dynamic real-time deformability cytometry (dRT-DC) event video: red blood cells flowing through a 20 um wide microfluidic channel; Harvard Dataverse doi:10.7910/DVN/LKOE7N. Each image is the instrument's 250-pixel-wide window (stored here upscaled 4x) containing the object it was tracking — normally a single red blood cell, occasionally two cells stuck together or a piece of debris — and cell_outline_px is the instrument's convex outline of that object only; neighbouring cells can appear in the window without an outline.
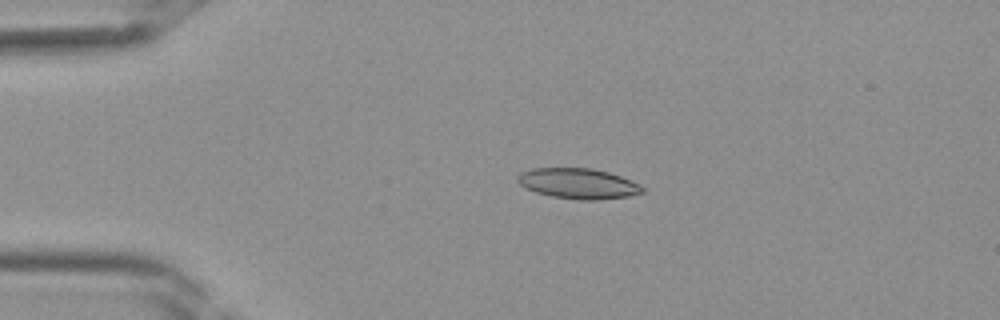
{"species": "Egyptian fruit bat (a non-hibernating species)", "species_latin": "Rousettus aegyptiacus", "temperature_condition": "room temperature", "stored_images_in_passage": 35, "camera_frame_rate_fps": 3000, "um_per_image_px": 0.085, "frame": {"image": 1, "passage_image": 3, "time_ms": 0.667, "image_size_px": [1000, 320], "cell_outline_px": [[644, 192], [628, 196], [596, 200], [580, 200], [552, 196], [536, 192], [520, 184], [516, 180], [516, 176], [520, 172], [532, 168], [592, 168], [608, 172], [632, 180], [640, 184], [644, 188]], "centroid_in_image_um": [49.15, 15.59], "position_along_channel_um": 35.8, "area_um2": 22.14}}
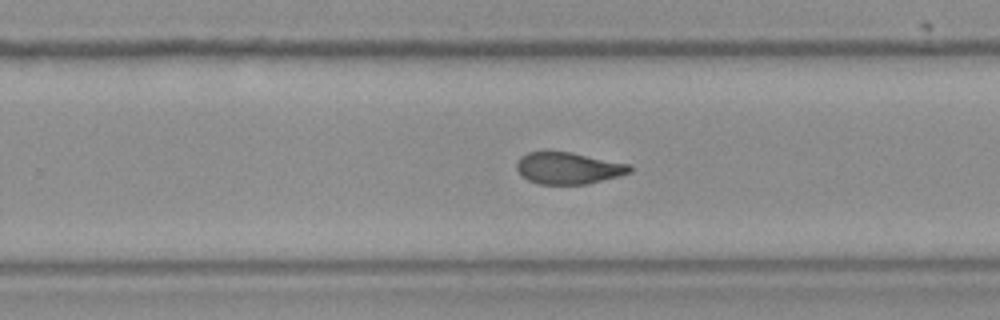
{"frame": {"image": 2, "passage_image": 20, "time_ms": 6.333, "image_size_px": [1000, 320], "cell_outline_px": [[632, 172], [620, 176], [588, 184], [536, 184], [528, 180], [516, 168], [516, 164], [520, 156], [528, 152], [572, 152], [632, 164]], "centroid_in_image_um": [48.36, 14.29], "position_along_channel_um": 281.4, "area_um2": 21.1}}
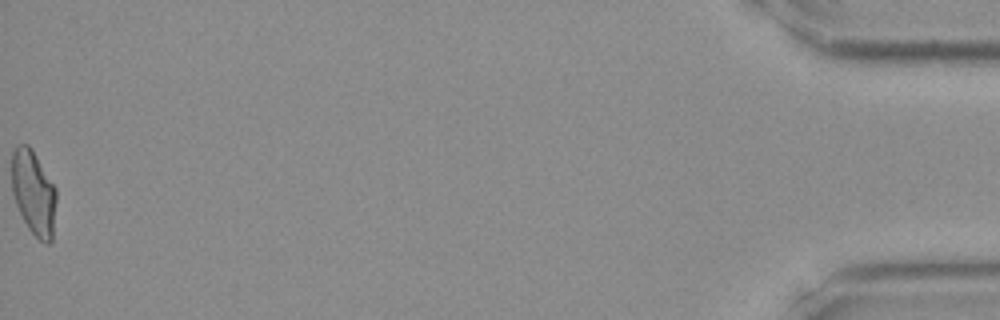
{"frame": {"image": 3, "passage_image": 35, "time_ms": 11.333, "image_size_px": [1000, 320], "cell_outline_px": [[56, 200], [52, 240], [48, 244], [44, 244], [28, 228], [16, 204], [12, 192], [12, 152], [16, 144], [28, 144], [32, 148], [56, 188]], "centroid_in_image_um": [2.85, 16.36], "position_along_channel_um": 432.3, "area_um2": 22.02}}